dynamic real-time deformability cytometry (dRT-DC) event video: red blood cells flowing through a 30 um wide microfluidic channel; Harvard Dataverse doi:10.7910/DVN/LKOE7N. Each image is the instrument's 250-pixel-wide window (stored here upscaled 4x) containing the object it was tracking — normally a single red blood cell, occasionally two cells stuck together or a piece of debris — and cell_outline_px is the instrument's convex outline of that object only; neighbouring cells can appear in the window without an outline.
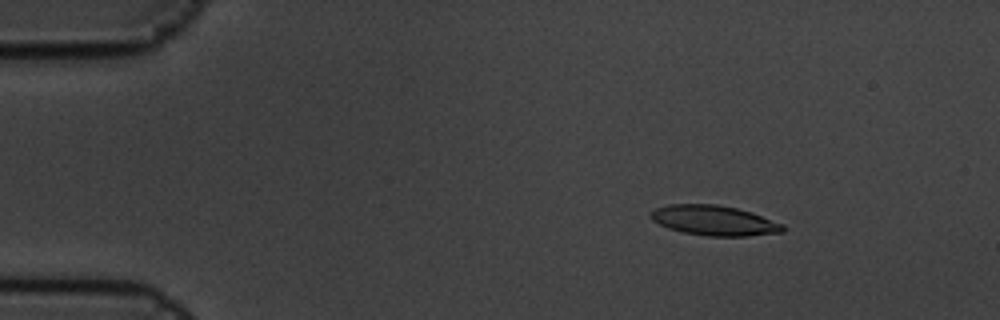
{"species": "common noctule bat (a hibernating species)", "species_latin": "Nyctalus noctula", "temperature_condition": "cold", "stored_images_in_passage": 6, "camera_frame_rate_fps": 3000, "um_per_image_px": 0.085, "animal": {"sex": "male", "body_mass_g": 19.5, "forearm_length_mm": 54.6}, "frame": {"image": 1, "passage_image": 3, "time_ms": 0.667, "image_size_px": [1000, 320], "cell_outline_px": [[784, 232], [748, 236], [704, 236], [684, 232], [668, 228], [652, 220], [648, 216], [656, 208], [668, 204], [716, 204], [736, 208], [752, 212], [784, 224]], "centroid_in_image_um": [60.71, 18.74], "position_along_channel_um": 24.3, "area_um2": 23.18}}
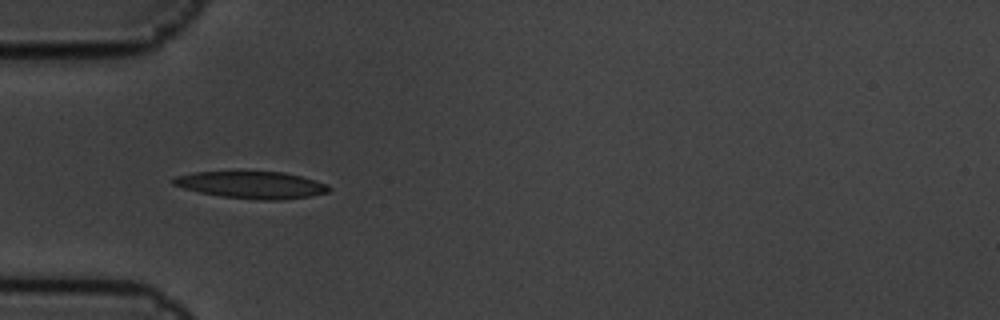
{"frame": {"image": 2, "passage_image": 5, "time_ms": 1.333, "image_size_px": [1000, 320], "cell_outline_px": [[332, 188], [328, 192], [308, 196], [280, 200], [256, 200], [220, 196], [200, 192], [184, 188], [172, 184], [172, 176], [192, 172], [284, 172], [300, 176], [328, 184]], "centroid_in_image_um": [21.36, 15.72], "position_along_channel_um": 63.6, "area_um2": 24.51}}
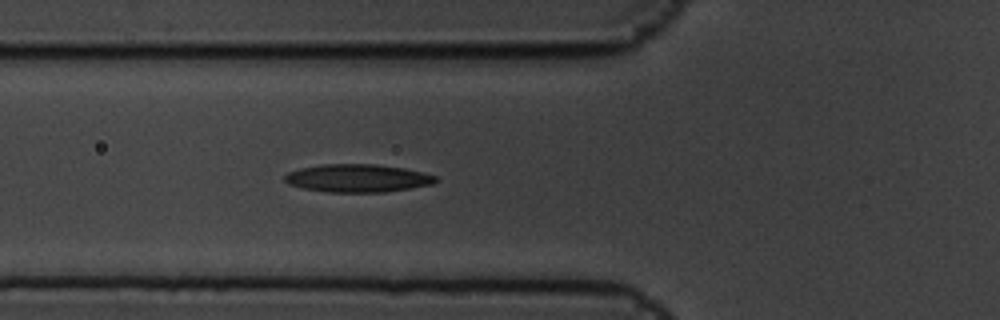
{"frame": {"image": 3, "passage_image": 6, "time_ms": 1.667, "image_size_px": [1000, 320], "cell_outline_px": [[440, 180], [432, 184], [384, 192], [328, 192], [304, 188], [288, 184], [284, 180], [284, 176], [288, 172], [300, 168], [320, 164], [376, 164], [404, 168], [436, 176]], "centroid_in_image_um": [30.37, 15.14], "position_along_channel_um": 95.4, "area_um2": 24.51}}